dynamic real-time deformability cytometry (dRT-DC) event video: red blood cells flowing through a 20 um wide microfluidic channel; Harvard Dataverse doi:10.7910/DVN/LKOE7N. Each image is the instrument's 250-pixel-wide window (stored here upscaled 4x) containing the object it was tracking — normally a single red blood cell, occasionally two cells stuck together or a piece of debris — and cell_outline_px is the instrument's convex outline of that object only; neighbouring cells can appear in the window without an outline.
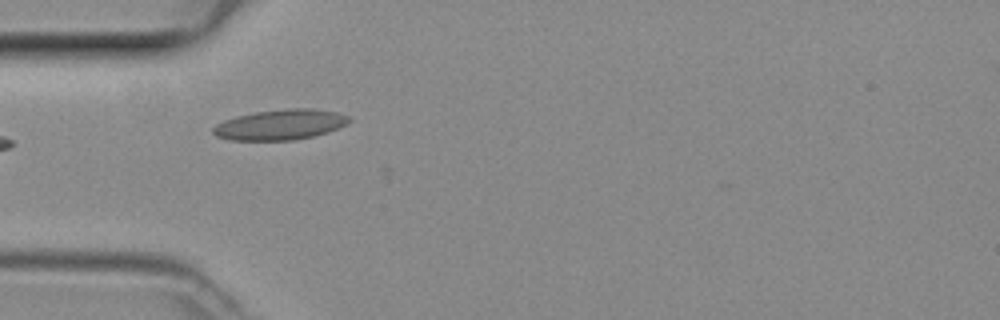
{"species": "common noctule bat (a hibernating species)", "species_latin": "Nyctalus noctula", "temperature_condition": "room temperature", "stored_images_in_passage": 21, "camera_frame_rate_fps": 3000, "um_per_image_px": 0.085, "animal": {"sex": "female", "body_mass_g": 29.2, "forearm_length_mm": 56.3}, "frame": {"image": 1, "passage_image": 1, "time_ms": 0.0, "image_size_px": [1000, 320], "cell_outline_px": [[352, 120], [328, 132], [312, 136], [292, 140], [232, 140], [216, 136], [212, 132], [212, 128], [216, 124], [224, 120], [236, 116], [256, 112], [292, 108], [312, 108], [336, 112], [348, 116]], "centroid_in_image_um": [23.79, 10.59], "position_along_channel_um": 61.2, "area_um2": 23.81}}